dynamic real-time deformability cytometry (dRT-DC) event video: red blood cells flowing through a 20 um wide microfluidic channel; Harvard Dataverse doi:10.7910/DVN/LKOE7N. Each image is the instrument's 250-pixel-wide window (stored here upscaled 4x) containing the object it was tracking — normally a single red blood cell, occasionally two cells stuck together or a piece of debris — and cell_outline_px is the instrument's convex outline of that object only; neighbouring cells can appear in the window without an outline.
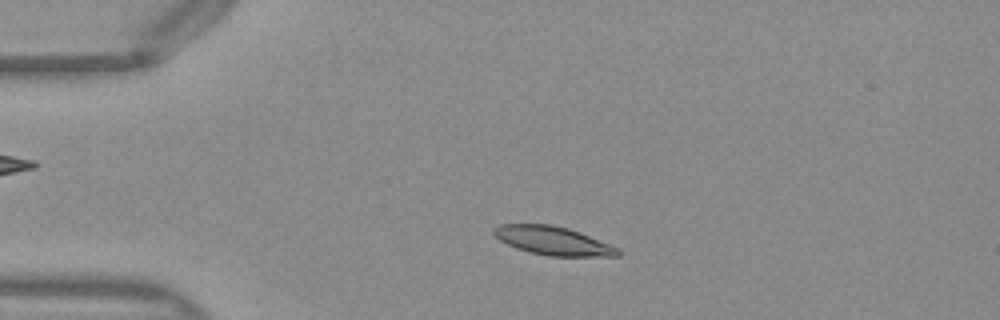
{"species": "Egyptian fruit bat (a non-hibernating species)", "species_latin": "Rousettus aegyptiacus", "temperature_condition": "warm", "stored_images_in_passage": 45, "camera_frame_rate_fps": 3000, "um_per_image_px": 0.085, "frame": {"image": 1, "passage_image": 6, "time_ms": 1.667, "image_size_px": [1000, 320], "cell_outline_px": [[620, 256], [548, 256], [528, 252], [516, 248], [500, 240], [492, 232], [492, 228], [500, 224], [552, 224], [568, 228], [580, 232], [620, 248]], "centroid_in_image_um": [47.01, 20.46], "position_along_channel_um": 38.0, "area_um2": 20.75}}
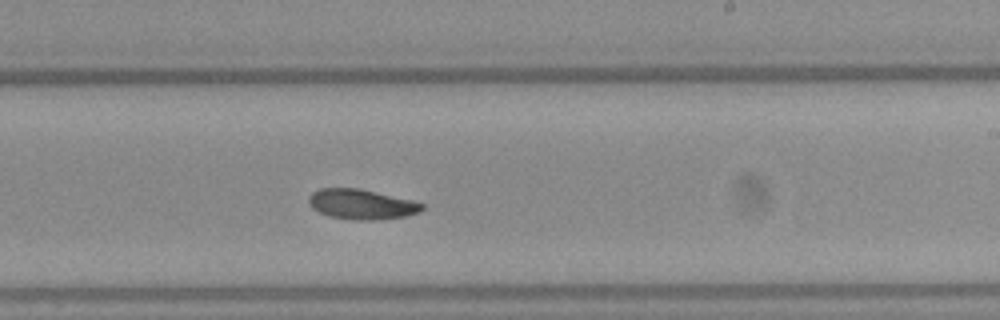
{"frame": {"image": 2, "passage_image": 25, "time_ms": 8.0, "image_size_px": [1000, 320], "cell_outline_px": [[424, 208], [420, 212], [408, 216], [376, 220], [352, 220], [328, 216], [312, 208], [308, 204], [308, 196], [312, 192], [320, 188], [360, 188], [412, 200], [424, 204]], "centroid_in_image_um": [30.72, 17.36], "position_along_channel_um": 258.3, "area_um2": 20.11}}
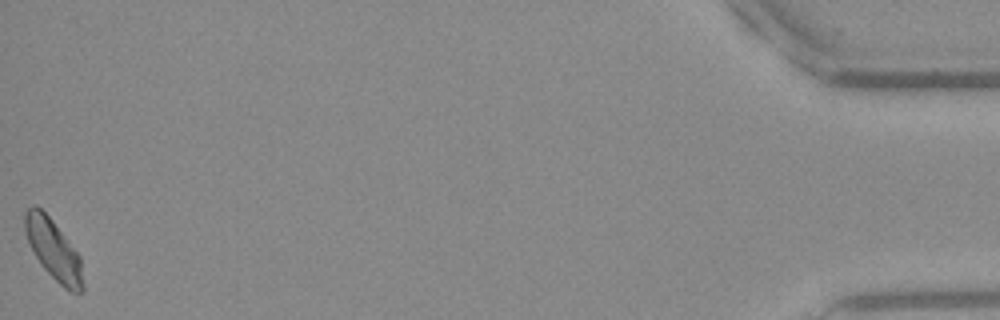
{"frame": {"image": 3, "passage_image": 45, "time_ms": 14.667, "image_size_px": [1000, 320], "cell_outline_px": [[84, 292], [72, 292], [64, 288], [44, 268], [36, 256], [28, 240], [24, 228], [24, 212], [32, 204], [36, 204], [52, 220], [80, 256], [84, 284]], "centroid_in_image_um": [4.55, 21.22], "position_along_channel_um": 430.6, "area_um2": 20.11}, "authors_computed_cell_mechanics": {"area_um2": 20.1144, "velocity_mm_per_s": 4.0214, "shape_relaxation_time_tau1_ms": 2.1774, "shape_relaxation_time_tau2_ms": 3.5191, "deformation_change_tau1": 0.1048, "deformation_change_tau2": 0.0809}}